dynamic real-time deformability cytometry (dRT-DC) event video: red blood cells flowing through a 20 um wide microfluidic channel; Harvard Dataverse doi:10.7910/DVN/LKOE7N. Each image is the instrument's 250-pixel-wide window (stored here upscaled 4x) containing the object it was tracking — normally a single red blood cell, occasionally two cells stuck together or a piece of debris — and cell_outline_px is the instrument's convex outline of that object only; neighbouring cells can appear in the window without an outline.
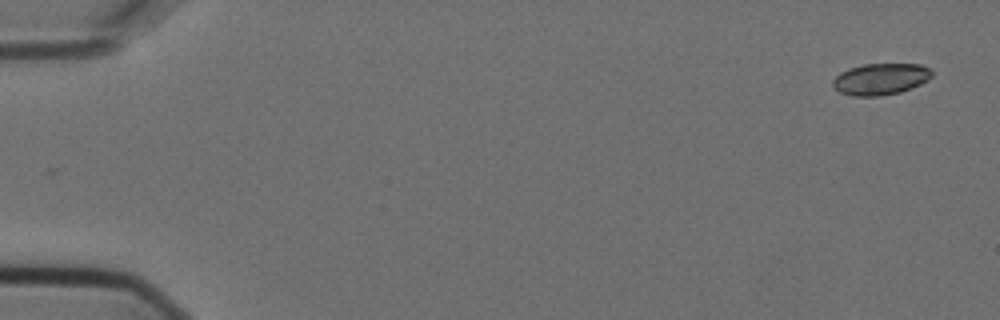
{"species": "Egyptian fruit bat (a non-hibernating species)", "species_latin": "Rousettus aegyptiacus", "temperature_condition": "cold", "stored_images_in_passage": 6, "camera_frame_rate_fps": 3000, "um_per_image_px": 0.085, "animal": {"sex": "female"}, "frame": {"image": 1, "passage_image": 1, "time_ms": 0.0, "image_size_px": [1000, 320], "cell_outline_px": [[932, 76], [928, 80], [920, 84], [900, 92], [880, 96], [852, 96], [840, 92], [832, 84], [832, 80], [840, 72], [848, 68], [864, 64], [920, 64], [928, 68], [932, 72]], "centroid_in_image_um": [74.83, 6.72], "position_along_channel_um": 10.2, "area_um2": 18.15}}
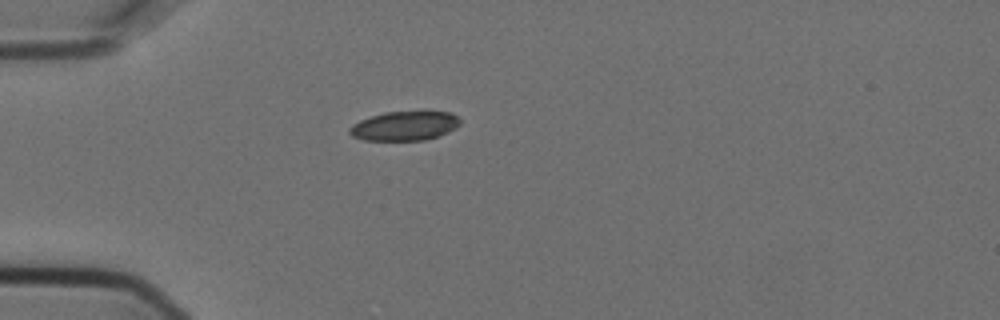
{"frame": {"image": 2, "passage_image": 5, "time_ms": 1.333, "image_size_px": [1000, 320], "cell_outline_px": [[460, 124], [456, 128], [448, 132], [424, 140], [364, 140], [352, 136], [348, 132], [348, 128], [352, 124], [360, 120], [384, 112], [424, 108], [452, 112], [460, 120]], "centroid_in_image_um": [34.43, 10.64], "position_along_channel_um": 50.6, "area_um2": 19.71}}